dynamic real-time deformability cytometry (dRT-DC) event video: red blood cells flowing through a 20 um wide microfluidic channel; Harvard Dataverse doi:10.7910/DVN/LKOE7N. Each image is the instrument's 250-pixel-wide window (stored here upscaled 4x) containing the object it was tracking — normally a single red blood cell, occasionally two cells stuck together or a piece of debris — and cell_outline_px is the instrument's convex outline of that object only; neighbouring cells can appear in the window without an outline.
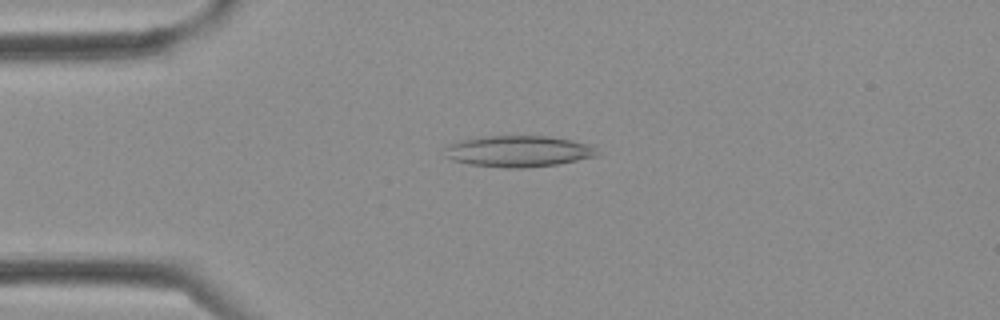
{"species": "Egyptian fruit bat (a non-hibernating species)", "species_latin": "Rousettus aegyptiacus", "temperature_condition": "cold", "stored_images_in_passage": 1, "camera_frame_rate_fps": 3000, "um_per_image_px": 0.085, "frame": {"image": 1, "passage_image": 1, "time_ms": 0.0, "image_size_px": [1000, 320], "cell_outline_px": [[596, 156], [556, 164], [524, 168], [508, 168], [468, 164], [452, 160], [444, 156], [444, 148], [448, 144], [460, 140], [484, 136], [548, 136], [596, 144]], "centroid_in_image_um": [44.04, 12.85], "position_along_channel_um": 41.0, "area_um2": 27.98}}